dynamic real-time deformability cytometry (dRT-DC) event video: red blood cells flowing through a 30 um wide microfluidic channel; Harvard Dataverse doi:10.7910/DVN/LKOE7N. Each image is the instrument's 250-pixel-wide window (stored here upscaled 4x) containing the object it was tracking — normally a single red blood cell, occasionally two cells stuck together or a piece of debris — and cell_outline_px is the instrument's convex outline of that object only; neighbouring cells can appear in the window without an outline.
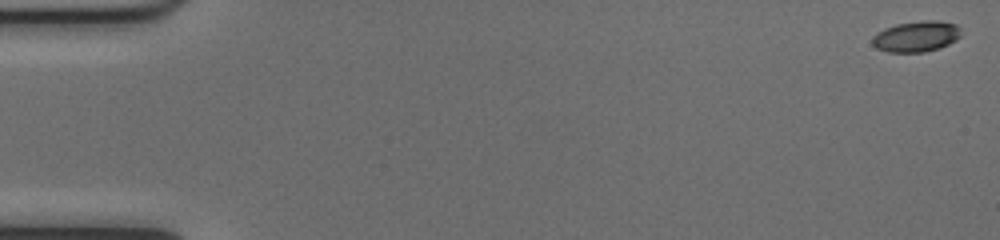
{"species": "common noctule bat (a hibernating species)", "species_latin": "Nyctalus noctula", "temperature_condition": "cold", "stored_images_in_passage": 52, "camera_frame_rate_fps": 3000, "um_per_image_px": 0.085, "animal": {"sex": "female", "body_mass_g": 17.0, "forearm_length_mm": 48.0}, "frame": {"image": 1, "passage_image": 1, "time_ms": 0.0, "image_size_px": [1000, 240], "cell_outline_px": [[960, 36], [956, 40], [940, 48], [924, 52], [888, 52], [876, 48], [872, 44], [872, 36], [876, 32], [884, 28], [896, 24], [924, 20], [936, 20], [956, 24], [960, 28]], "centroid_in_image_um": [77.86, 3.09], "position_along_channel_um": 7.1, "area_um2": 16.07}}
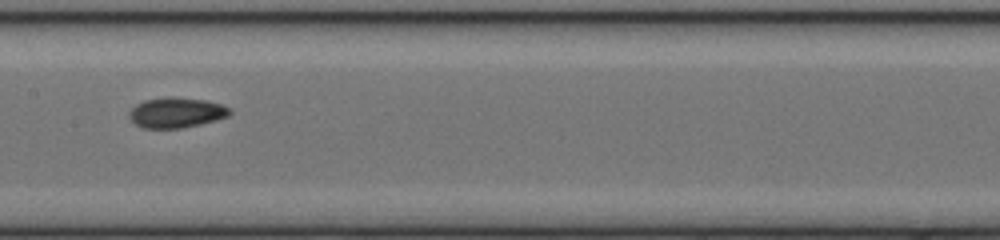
{"frame": {"image": 2, "passage_image": 27, "time_ms": 8.667, "image_size_px": [1000, 240], "cell_outline_px": [[232, 112], [228, 116], [216, 120], [184, 128], [144, 128], [136, 124], [128, 116], [128, 112], [136, 104], [144, 100], [168, 96], [172, 96], [204, 100], [220, 104], [232, 108]], "centroid_in_image_um": [14.99, 9.56], "position_along_channel_um": 192.4, "area_um2": 17.86}}
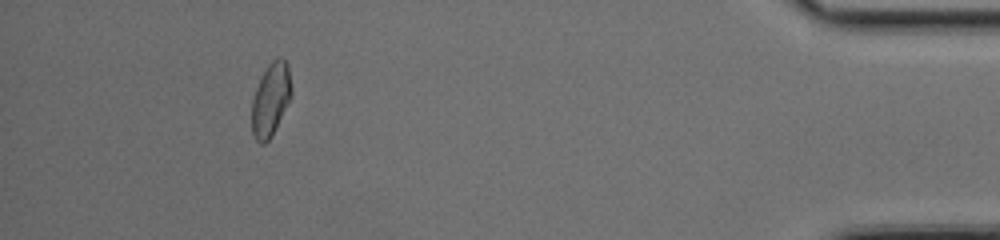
{"frame": {"image": 3, "passage_image": 48, "time_ms": 15.667, "image_size_px": [1000, 240], "cell_outline_px": [[292, 96], [268, 140], [264, 144], [260, 144], [256, 140], [252, 132], [252, 100], [256, 88], [268, 64], [272, 60], [280, 56], [288, 64], [292, 88]], "centroid_in_image_um": [23.02, 8.42], "position_along_channel_um": 412.2, "area_um2": 16.65}, "authors_computed_cell_mechanics": {"area_um2": 16.6464, "velocity_mm_per_s": 4.0361, "shape_relaxation_time_tau1_ms": 5.5209, "shape_relaxation_time_tau2_ms": 2.2293, "deformation_change_tau1": 0.1579, "deformation_change_tau2": 0.0714}}